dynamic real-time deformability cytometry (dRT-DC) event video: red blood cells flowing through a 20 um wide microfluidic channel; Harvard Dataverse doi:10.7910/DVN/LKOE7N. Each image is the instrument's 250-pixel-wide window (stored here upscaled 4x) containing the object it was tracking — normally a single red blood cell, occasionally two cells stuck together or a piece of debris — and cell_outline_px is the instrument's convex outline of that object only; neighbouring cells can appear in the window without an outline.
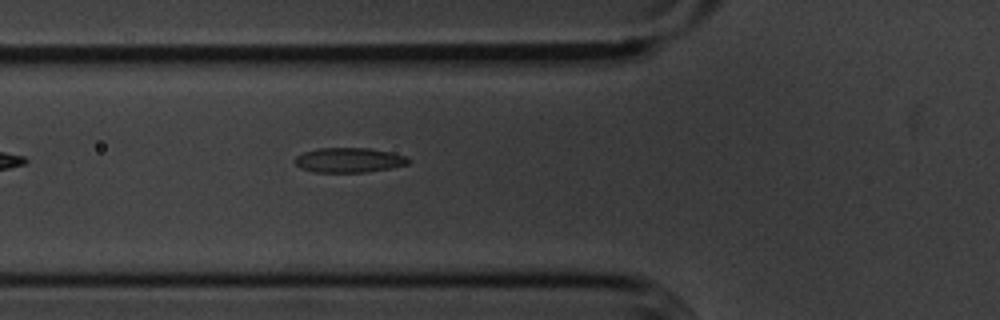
{"species": "common noctule bat (a hibernating species)", "species_latin": "Nyctalus noctula", "temperature_condition": "cold", "stored_images_in_passage": 25, "segment_of_instrument_passage": [1, 2], "camera_frame_rate_fps": 3000, "um_per_image_px": 0.085, "animal": {"sex": "male", "body_mass_g": 20.1, "forearm_length_mm": 53.5}, "frame": {"image": 1, "passage_image": 3, "time_ms": 0.667, "image_size_px": [1000, 320], "cell_outline_px": [[408, 164], [392, 168], [364, 172], [316, 172], [300, 168], [292, 160], [296, 156], [304, 152], [320, 148], [368, 148], [408, 156]], "centroid_in_image_um": [29.64, 13.61], "position_along_channel_um": 96.2, "area_um2": 16.3}}
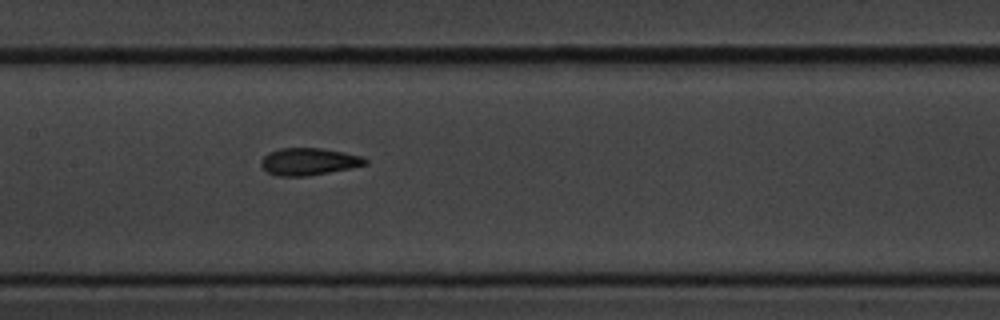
{"frame": {"image": 2, "passage_image": 10, "time_ms": 3.0, "image_size_px": [1000, 320], "cell_outline_px": [[368, 164], [352, 168], [308, 176], [276, 176], [268, 172], [260, 164], [260, 160], [268, 152], [280, 148], [320, 148], [344, 152], [364, 156], [368, 160]], "centroid_in_image_um": [26.27, 13.73], "position_along_channel_um": 181.1, "area_um2": 16.7}}
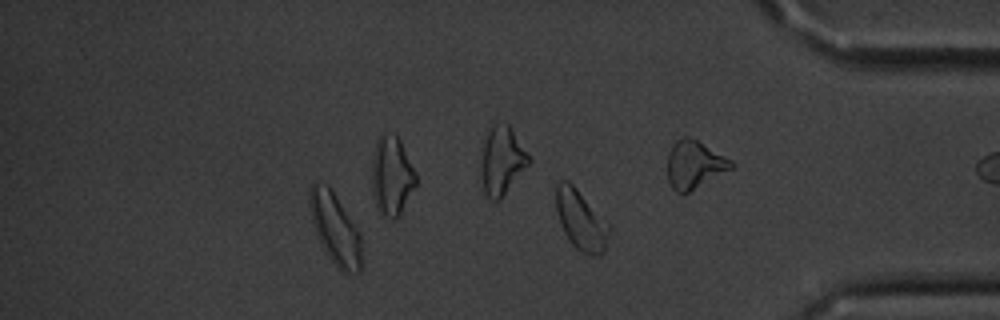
{"frame": {"image": 3, "passage_image": 24, "time_ms": 7.667, "image_size_px": [1000, 320], "cell_outline_px": [[360, 272], [340, 272], [328, 256], [316, 232], [312, 220], [308, 204], [308, 192], [312, 184], [328, 184], [360, 232]], "centroid_in_image_um": [28.47, 19.42], "position_along_channel_um": 406.7, "area_um2": 21.21}}